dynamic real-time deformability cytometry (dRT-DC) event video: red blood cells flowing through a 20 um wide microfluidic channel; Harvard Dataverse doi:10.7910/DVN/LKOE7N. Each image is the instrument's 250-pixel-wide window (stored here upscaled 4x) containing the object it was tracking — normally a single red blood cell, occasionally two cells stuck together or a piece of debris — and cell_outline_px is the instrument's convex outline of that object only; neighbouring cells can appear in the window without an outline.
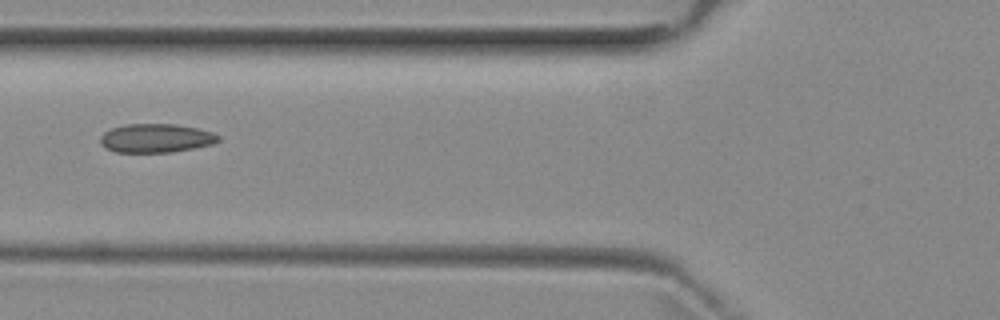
{"species": "common noctule bat (a hibernating species)", "species_latin": "Nyctalus noctula", "temperature_condition": "room temperature", "stored_images_in_passage": 5, "camera_frame_rate_fps": 3000, "um_per_image_px": 0.085, "animal": {"sex": "female", "body_mass_g": 29.2, "forearm_length_mm": 56.3}, "frame": {"image": 1, "passage_image": 5, "time_ms": 4.667, "image_size_px": [1000, 320], "cell_outline_px": [[220, 140], [212, 144], [172, 152], [116, 152], [100, 144], [100, 136], [104, 132], [112, 128], [124, 124], [176, 124], [196, 128], [212, 132], [220, 136]], "centroid_in_image_um": [13.25, 11.74], "position_along_channel_um": 112.6, "area_um2": 19.71}}